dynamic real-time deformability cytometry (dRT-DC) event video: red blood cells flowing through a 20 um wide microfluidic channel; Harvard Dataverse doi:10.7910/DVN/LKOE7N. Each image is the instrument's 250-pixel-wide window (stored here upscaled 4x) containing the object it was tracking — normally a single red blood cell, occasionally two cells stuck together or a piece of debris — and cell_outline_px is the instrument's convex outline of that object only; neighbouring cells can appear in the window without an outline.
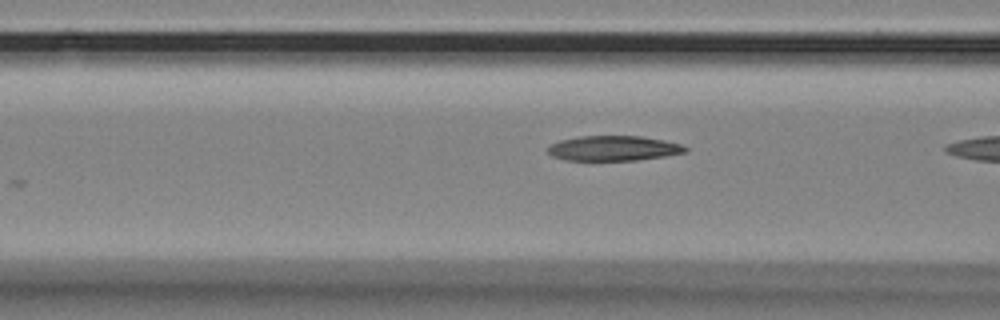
{"species": "Egyptian fruit bat (a non-hibernating species)", "species_latin": "Rousettus aegyptiacus", "temperature_condition": "room temperature", "stored_images_in_passage": 9, "camera_frame_rate_fps": 3000, "um_per_image_px": 0.085, "animal": {"sex": "female"}, "frame": {"image": 1, "passage_image": 8, "time_ms": 2.333, "image_size_px": [1000, 320], "cell_outline_px": [[688, 152], [664, 156], [636, 160], [564, 160], [552, 156], [548, 152], [548, 148], [552, 144], [560, 140], [580, 136], [640, 136], [664, 140], [680, 144], [688, 148]], "centroid_in_image_um": [52.16, 12.6], "position_along_channel_um": 114.4, "area_um2": 19.94}}